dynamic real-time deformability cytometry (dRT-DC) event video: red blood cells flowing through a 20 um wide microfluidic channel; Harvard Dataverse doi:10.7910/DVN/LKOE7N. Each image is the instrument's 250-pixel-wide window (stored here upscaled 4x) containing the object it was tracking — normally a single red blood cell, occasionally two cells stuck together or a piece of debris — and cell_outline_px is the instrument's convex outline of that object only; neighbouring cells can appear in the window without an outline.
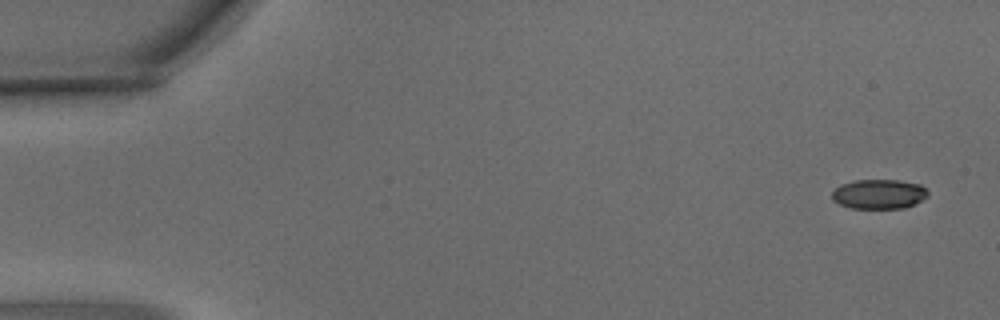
{"species": "common noctule bat (a hibernating species)", "species_latin": "Nyctalus noctula", "temperature_condition": "warm", "stored_images_in_passage": 5, "camera_frame_rate_fps": 3000, "um_per_image_px": 0.085, "animal": {"sex": "male", "body_mass_g": 15.6}, "frame": {"image": 1, "passage_image": 1, "time_ms": 0.0, "image_size_px": [1000, 320], "cell_outline_px": [[928, 196], [916, 204], [904, 208], [852, 208], [840, 204], [832, 200], [832, 192], [840, 184], [852, 180], [900, 180], [920, 184], [928, 192]], "centroid_in_image_um": [74.71, 16.49], "position_along_channel_um": 10.3, "area_um2": 16.65}}
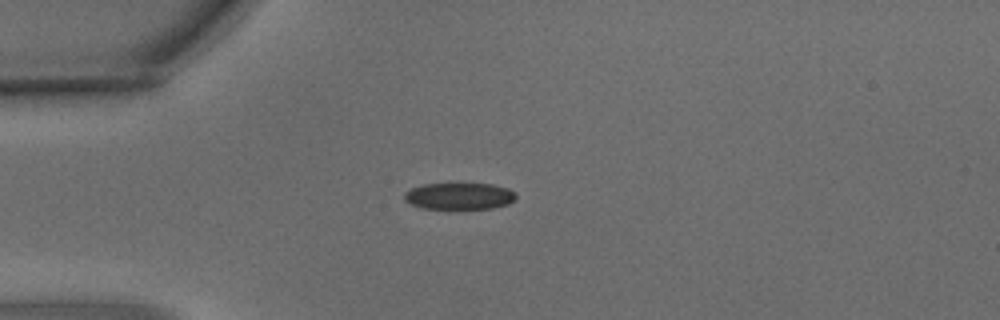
{"frame": {"image": 2, "passage_image": 4, "time_ms": 1.0, "image_size_px": [1000, 320], "cell_outline_px": [[516, 200], [508, 204], [492, 208], [456, 212], [424, 208], [412, 204], [404, 200], [404, 192], [412, 188], [424, 184], [492, 184], [508, 188], [516, 192]], "centroid_in_image_um": [39.07, 16.72], "position_along_channel_um": 45.9, "area_um2": 18.21}}
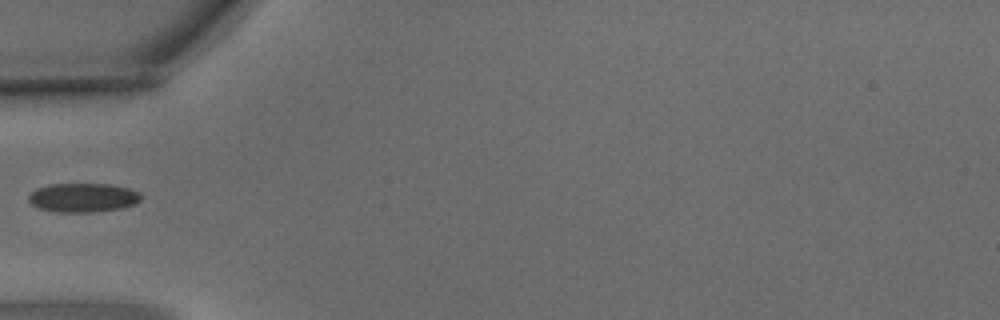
{"frame": {"image": 3, "passage_image": 5, "time_ms": 1.333, "image_size_px": [1000, 320], "cell_outline_px": [[140, 200], [136, 204], [120, 208], [92, 212], [56, 212], [40, 208], [32, 204], [28, 200], [28, 196], [36, 188], [48, 184], [112, 184], [128, 188], [140, 192]], "centroid_in_image_um": [7.05, 16.79], "position_along_channel_um": 77.9, "area_um2": 19.02}}